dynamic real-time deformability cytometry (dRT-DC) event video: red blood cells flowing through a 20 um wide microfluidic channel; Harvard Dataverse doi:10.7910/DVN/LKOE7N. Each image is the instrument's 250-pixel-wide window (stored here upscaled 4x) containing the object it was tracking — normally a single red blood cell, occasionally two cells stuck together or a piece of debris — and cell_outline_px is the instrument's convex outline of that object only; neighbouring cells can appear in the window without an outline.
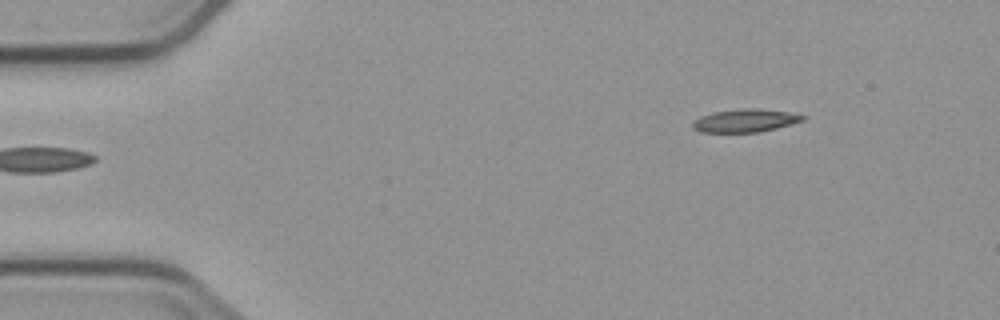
{"species": "common noctule bat (a hibernating species)", "species_latin": "Nyctalus noctula", "temperature_condition": "cold", "stored_images_in_passage": 3, "camera_frame_rate_fps": 3000, "um_per_image_px": 0.085, "animal": {"sex": "male", "body_mass_g": 23.1, "forearm_length_mm": 52.7}, "frame": {"image": 1, "passage_image": 3, "time_ms": 2.0, "image_size_px": [1000, 320], "cell_outline_px": [[808, 116], [804, 120], [776, 128], [760, 132], [700, 132], [692, 128], [692, 124], [700, 116], [712, 112], [748, 108], [756, 108], [788, 112]], "centroid_in_image_um": [63.34, 10.25], "position_along_channel_um": 21.7, "area_um2": 14.68}}